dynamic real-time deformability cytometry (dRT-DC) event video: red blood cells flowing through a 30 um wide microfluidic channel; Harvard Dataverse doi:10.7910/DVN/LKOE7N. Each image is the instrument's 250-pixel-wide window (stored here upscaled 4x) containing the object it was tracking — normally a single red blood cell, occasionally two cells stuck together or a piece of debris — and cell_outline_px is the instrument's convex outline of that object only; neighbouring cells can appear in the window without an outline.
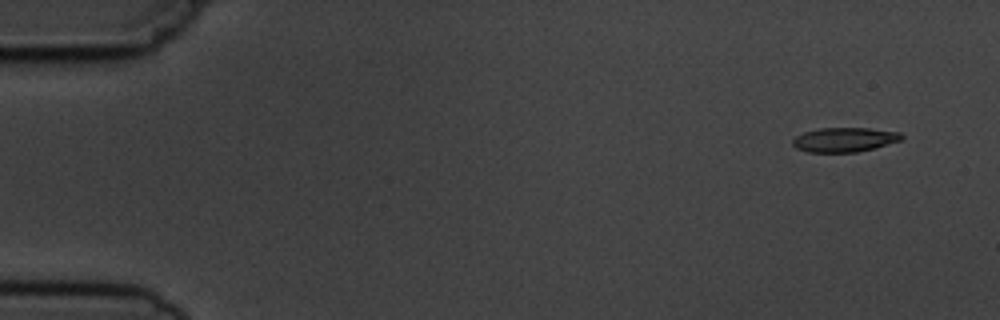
{"species": "common noctule bat (a hibernating species)", "species_latin": "Nyctalus noctula", "temperature_condition": "cold", "stored_images_in_passage": 4, "camera_frame_rate_fps": 3000, "um_per_image_px": 0.085, "animal": {"sex": "male", "body_mass_g": 19.5, "forearm_length_mm": 54.6}, "frame": {"image": 1, "passage_image": 1, "time_ms": 0.0, "image_size_px": [1000, 320], "cell_outline_px": [[904, 136], [900, 140], [872, 148], [856, 152], [808, 152], [796, 148], [792, 144], [792, 140], [796, 136], [804, 132], [820, 128], [868, 128], [900, 132]], "centroid_in_image_um": [71.74, 11.87], "position_along_channel_um": 13.3, "area_um2": 15.32}}
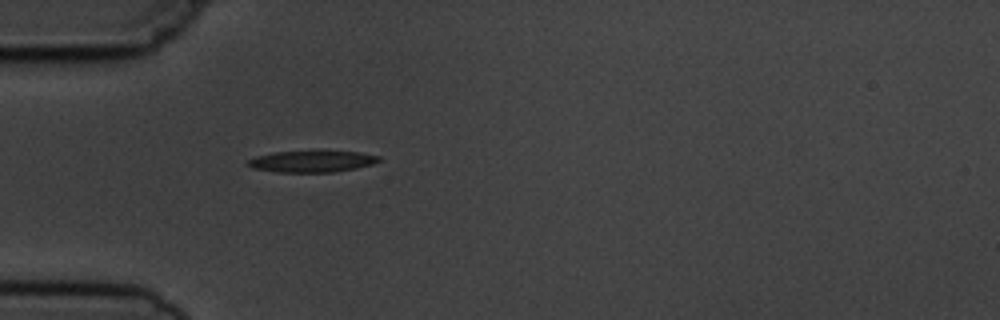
{"frame": {"image": 2, "passage_image": 4, "time_ms": 4.333, "image_size_px": [1000, 320], "cell_outline_px": [[380, 160], [372, 164], [356, 168], [332, 172], [276, 172], [252, 168], [244, 164], [248, 160], [256, 156], [272, 152], [312, 148], [360, 152], [380, 156]], "centroid_in_image_um": [26.48, 13.66], "position_along_channel_um": 58.5, "area_um2": 17.46}}